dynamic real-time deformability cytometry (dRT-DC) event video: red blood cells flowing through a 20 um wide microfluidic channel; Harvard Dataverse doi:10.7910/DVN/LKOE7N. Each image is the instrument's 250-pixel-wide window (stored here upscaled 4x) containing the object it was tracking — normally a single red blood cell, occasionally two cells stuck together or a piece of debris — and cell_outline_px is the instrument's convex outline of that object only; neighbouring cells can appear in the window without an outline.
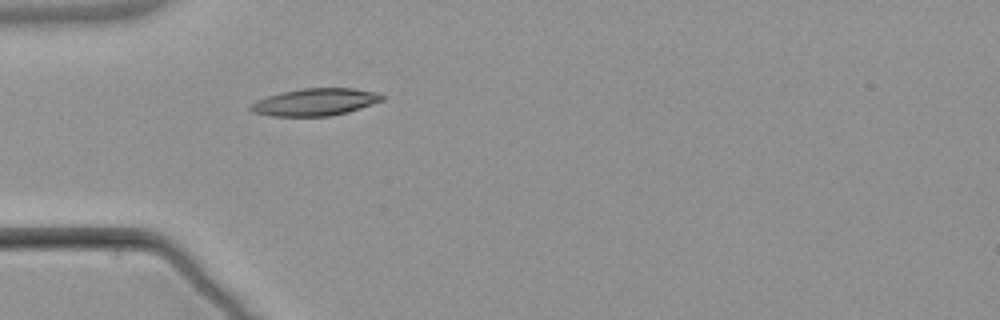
{"species": "common noctule bat (a hibernating species)", "species_latin": "Nyctalus noctula", "temperature_condition": "warm", "stored_images_in_passage": 4, "camera_frame_rate_fps": 3000, "um_per_image_px": 0.085, "animal": {"sex": "male", "body_mass_g": 21.5, "forearm_length_mm": 52.0}, "frame": {"image": 1, "passage_image": 4, "time_ms": 3.667, "image_size_px": [1000, 320], "cell_outline_px": [[384, 100], [348, 112], [332, 116], [272, 116], [252, 112], [248, 108], [256, 100], [268, 96], [300, 88], [352, 88], [380, 92], [384, 96]], "centroid_in_image_um": [26.82, 8.67], "position_along_channel_um": 58.2, "area_um2": 20.92}}